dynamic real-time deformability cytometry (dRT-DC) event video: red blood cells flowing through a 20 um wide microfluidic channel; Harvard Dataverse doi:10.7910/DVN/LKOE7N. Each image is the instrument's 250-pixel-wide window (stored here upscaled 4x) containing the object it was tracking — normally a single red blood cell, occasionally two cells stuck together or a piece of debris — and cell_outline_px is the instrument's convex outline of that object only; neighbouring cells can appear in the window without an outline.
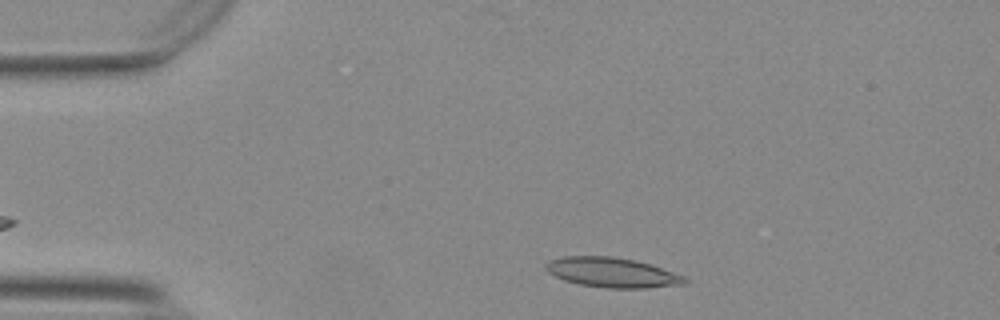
{"species": "Egyptian fruit bat (a non-hibernating species)", "species_latin": "Rousettus aegyptiacus", "temperature_condition": "warm", "stored_images_in_passage": 44, "camera_frame_rate_fps": 3000, "um_per_image_px": 0.085, "animal": {"sex": "female"}, "frame": {"image": 1, "passage_image": 3, "time_ms": 0.667, "image_size_px": [1000, 320], "cell_outline_px": [[688, 284], [648, 288], [604, 288], [580, 284], [564, 280], [548, 272], [544, 268], [544, 264], [548, 260], [564, 256], [612, 256], [636, 260], [684, 276], [688, 280]], "centroid_in_image_um": [52.01, 23.16], "position_along_channel_um": 33.0, "area_um2": 24.22}}
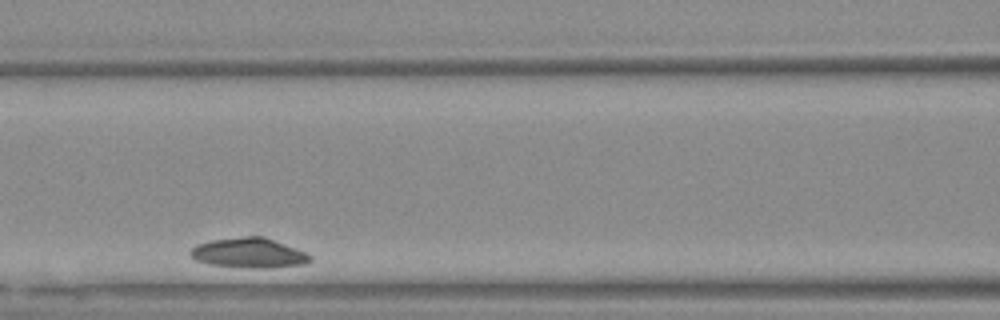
{"frame": {"image": 2, "passage_image": 19, "time_ms": 6.0, "image_size_px": [1000, 320], "cell_outline_px": [[312, 260], [304, 264], [276, 268], [252, 268], [208, 264], [196, 260], [188, 256], [188, 252], [196, 244], [212, 240], [244, 236], [264, 236], [296, 248], [312, 256]], "centroid_in_image_um": [21.14, 21.5], "position_along_channel_um": 145.5, "area_um2": 21.1}}
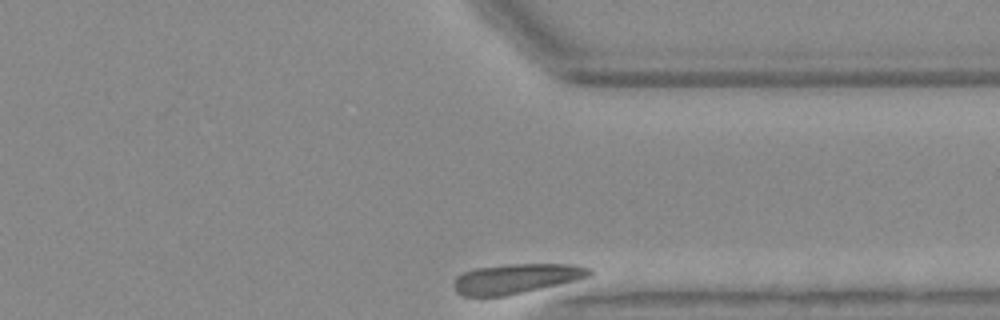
{"frame": {"image": 3, "passage_image": 44, "time_ms": 14.333, "image_size_px": [1000, 320], "cell_outline_px": [[592, 272], [588, 276], [576, 280], [504, 296], [460, 296], [456, 292], [452, 284], [456, 276], [464, 272], [476, 268], [508, 264], [572, 264], [592, 268]], "centroid_in_image_um": [43.83, 23.68], "position_along_channel_um": 367.6, "area_um2": 23.41}}